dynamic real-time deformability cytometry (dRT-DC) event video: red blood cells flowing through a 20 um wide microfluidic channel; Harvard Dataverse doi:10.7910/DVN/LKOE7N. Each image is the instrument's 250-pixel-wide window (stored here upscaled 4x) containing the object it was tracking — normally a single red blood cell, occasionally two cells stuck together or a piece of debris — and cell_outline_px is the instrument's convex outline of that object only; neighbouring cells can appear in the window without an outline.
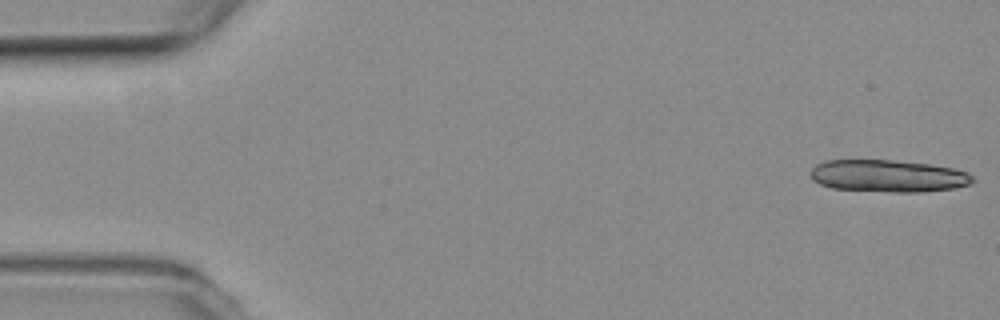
{"species": "common noctule bat (a hibernating species)", "species_latin": "Nyctalus noctula", "temperature_condition": "room temperature", "stored_images_in_passage": 3, "camera_frame_rate_fps": 3000, "um_per_image_px": 0.085, "animal": {"sex": "female", "body_mass_g": 19.3, "forearm_length_mm": 54.1}, "frame": {"image": 1, "passage_image": 1, "time_ms": 0.0, "image_size_px": [1000, 320], "cell_outline_px": [[976, 180], [972, 184], [956, 188], [920, 192], [892, 192], [832, 188], [820, 184], [812, 180], [812, 168], [816, 164], [824, 160], [892, 160], [928, 164], [952, 168], [968, 172]], "centroid_in_image_um": [75.52, 14.96], "position_along_channel_um": 9.5, "area_um2": 30.52}}